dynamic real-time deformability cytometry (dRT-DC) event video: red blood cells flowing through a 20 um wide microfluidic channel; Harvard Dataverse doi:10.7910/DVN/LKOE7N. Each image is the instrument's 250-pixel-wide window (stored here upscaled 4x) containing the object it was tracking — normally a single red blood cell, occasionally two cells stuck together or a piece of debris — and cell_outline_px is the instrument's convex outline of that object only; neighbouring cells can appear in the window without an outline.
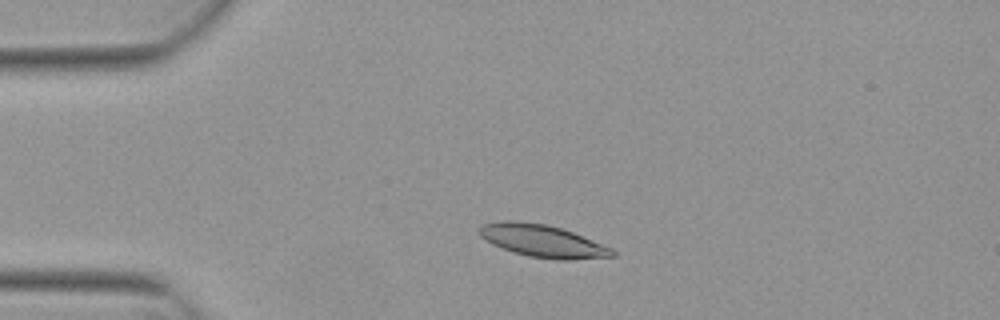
{"species": "Egyptian fruit bat (a non-hibernating species)", "species_latin": "Rousettus aegyptiacus", "temperature_condition": "warm", "stored_images_in_passage": 50, "camera_frame_rate_fps": 3000, "um_per_image_px": 0.085, "animal": {"sex": "female"}, "frame": {"image": 1, "passage_image": 9, "time_ms": 2.667, "image_size_px": [1000, 320], "cell_outline_px": [[616, 256], [568, 260], [556, 260], [528, 256], [512, 252], [492, 244], [480, 236], [480, 228], [484, 224], [504, 220], [516, 220], [548, 224], [572, 232], [612, 248], [616, 252]], "centroid_in_image_um": [46.12, 20.48], "position_along_channel_um": 38.9, "area_um2": 25.09}}
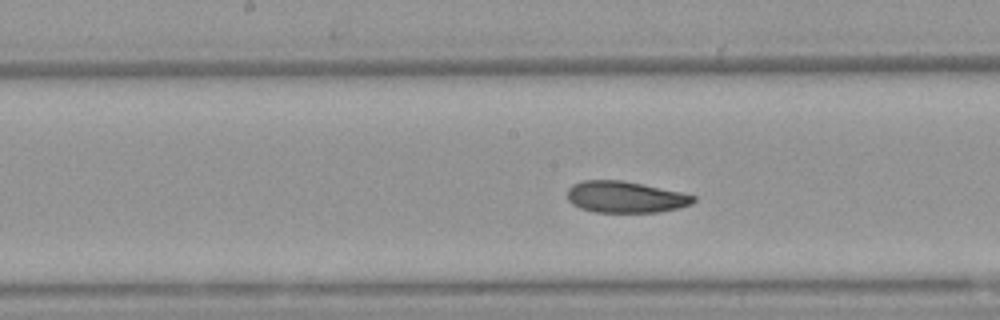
{"frame": {"image": 2, "passage_image": 24, "time_ms": 7.667, "image_size_px": [1000, 320], "cell_outline_px": [[696, 200], [692, 204], [680, 208], [660, 212], [592, 212], [580, 208], [572, 204], [568, 200], [568, 188], [572, 184], [580, 180], [624, 180], [680, 192], [696, 196]], "centroid_in_image_um": [53.15, 16.74], "position_along_channel_um": 195.1, "area_um2": 23.35}}
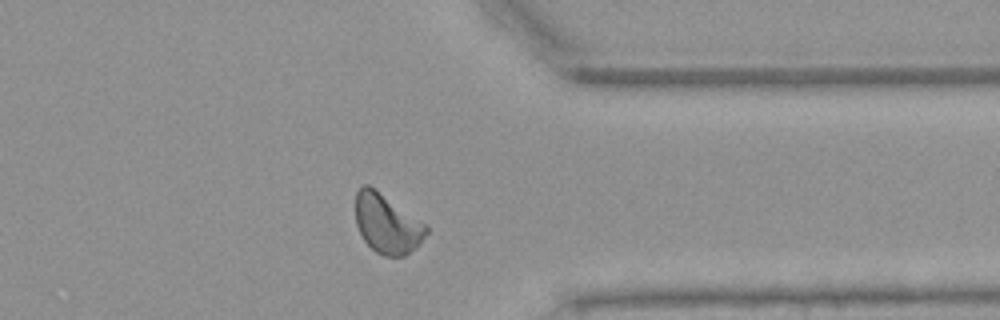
{"frame": {"image": 3, "passage_image": 39, "time_ms": 12.667, "image_size_px": [1000, 320], "cell_outline_px": [[428, 232], [420, 244], [416, 248], [404, 256], [384, 256], [376, 252], [364, 240], [356, 224], [356, 192], [364, 184], [368, 184], [428, 224]], "centroid_in_image_um": [32.93, 19.02], "position_along_channel_um": 378.5, "area_um2": 24.51}, "authors_computed_cell_mechanics": {"area_um2": 24.0159, "velocity_mm_per_s": 3.8031, "shape_relaxation_time_tau1_ms": 4.7987, "shape_relaxation_time_tau2_ms": 2.7216, "deformation_change_tau1": 0.1394, "deformation_change_tau2": 0.0771}}